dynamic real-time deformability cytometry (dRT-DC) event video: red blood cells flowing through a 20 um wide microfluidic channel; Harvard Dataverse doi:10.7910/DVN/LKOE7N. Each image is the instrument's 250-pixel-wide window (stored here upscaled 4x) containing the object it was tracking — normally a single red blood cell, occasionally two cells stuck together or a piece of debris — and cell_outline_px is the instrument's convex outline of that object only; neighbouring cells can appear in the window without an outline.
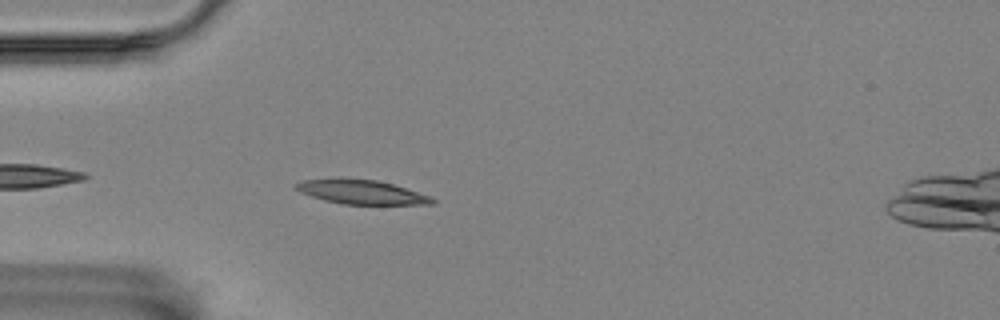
{"species": "Egyptian fruit bat (a non-hibernating species)", "species_latin": "Rousettus aegyptiacus", "temperature_condition": "room temperature", "stored_images_in_passage": 4, "camera_frame_rate_fps": 3000, "um_per_image_px": 0.085, "animal": {"sex": "female"}, "frame": {"image": 1, "passage_image": 4, "time_ms": 1.0, "image_size_px": [1000, 320], "cell_outline_px": [[436, 204], [344, 204], [324, 200], [300, 192], [292, 188], [292, 184], [300, 180], [376, 180], [392, 184], [432, 196], [436, 200]], "centroid_in_image_um": [30.74, 16.35], "position_along_channel_um": 54.3, "area_um2": 18.73}}